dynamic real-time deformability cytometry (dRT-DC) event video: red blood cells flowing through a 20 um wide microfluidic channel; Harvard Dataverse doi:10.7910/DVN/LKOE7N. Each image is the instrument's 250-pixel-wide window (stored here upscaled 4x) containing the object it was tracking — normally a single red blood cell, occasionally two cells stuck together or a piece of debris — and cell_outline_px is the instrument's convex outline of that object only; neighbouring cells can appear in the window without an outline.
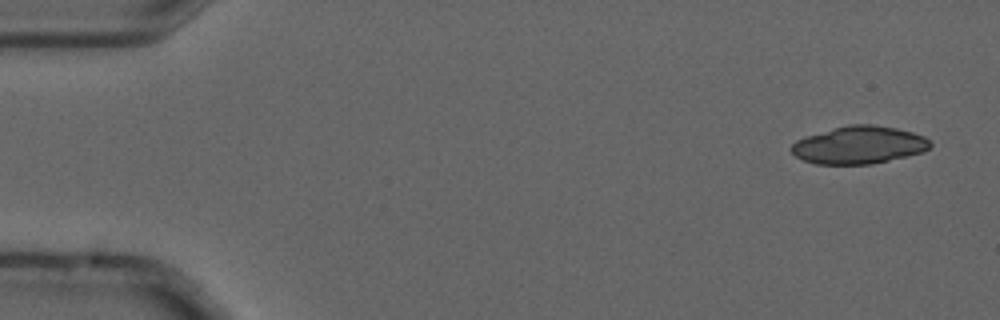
{"species": "common noctule bat (a hibernating species)", "species_latin": "Nyctalus noctula", "temperature_condition": "cold", "stored_images_in_passage": 5, "camera_frame_rate_fps": 3000, "um_per_image_px": 0.085, "animal": {"sex": "male", "forearm_length_mm": 52.5}, "frame": {"image": 1, "passage_image": 1, "time_ms": 0.0, "image_size_px": [1000, 320], "cell_outline_px": [[932, 144], [924, 152], [872, 164], [816, 164], [804, 160], [796, 156], [792, 152], [792, 144], [796, 140], [804, 136], [848, 124], [872, 124], [896, 128], [912, 132], [924, 136]], "centroid_in_image_um": [73.01, 12.32], "position_along_channel_um": 12.0, "area_um2": 30.4}}